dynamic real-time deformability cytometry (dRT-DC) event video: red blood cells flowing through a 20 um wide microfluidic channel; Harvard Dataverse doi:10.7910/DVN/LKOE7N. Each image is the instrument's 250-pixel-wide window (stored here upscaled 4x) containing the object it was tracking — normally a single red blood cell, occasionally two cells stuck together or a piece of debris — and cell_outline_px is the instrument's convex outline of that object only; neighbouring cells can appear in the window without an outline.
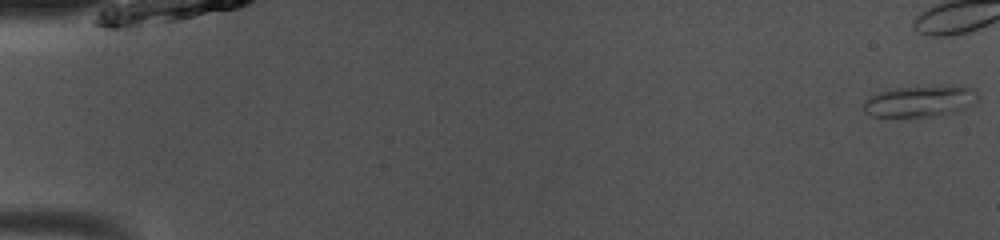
{"species": "common noctule bat (a hibernating species)", "species_latin": "Nyctalus noctula", "temperature_condition": "room temperature", "stored_images_in_passage": 17, "camera_frame_rate_fps": 3000, "um_per_image_px": 0.085, "animal": {"sex": "male", "body_mass_g": 13.0, "forearm_length_mm": 53.1}, "frame": {"image": 1, "passage_image": 1, "time_ms": 0.0, "image_size_px": [1000, 240], "cell_outline_px": [[980, 96], [972, 104], [956, 112], [932, 116], [872, 116], [864, 112], [864, 100], [880, 92], [900, 88], [940, 84], [960, 84], [976, 92]], "centroid_in_image_um": [78.26, 8.57], "position_along_channel_um": 6.7, "area_um2": 20.92}}